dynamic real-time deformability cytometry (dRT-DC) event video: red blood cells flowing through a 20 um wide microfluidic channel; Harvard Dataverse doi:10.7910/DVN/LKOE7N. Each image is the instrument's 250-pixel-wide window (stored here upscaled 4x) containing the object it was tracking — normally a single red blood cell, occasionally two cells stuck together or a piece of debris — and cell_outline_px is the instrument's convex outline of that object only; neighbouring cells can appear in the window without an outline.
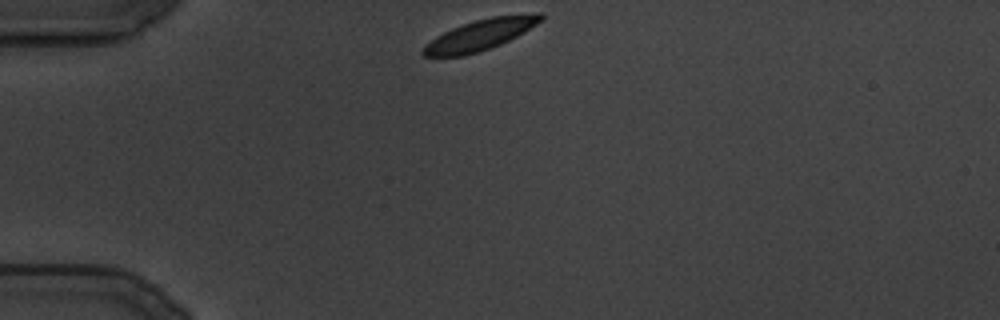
{"species": "common noctule bat (a hibernating species)", "species_latin": "Nyctalus noctula", "temperature_condition": "cold", "stored_images_in_passage": 85, "camera_frame_rate_fps": 3000, "um_per_image_px": 0.085, "animal": {"sex": "male", "body_mass_g": 19.5, "forearm_length_mm": 54.6}, "frame": {"image": 1, "passage_image": 1, "time_ms": 0.0, "image_size_px": [1000, 320], "cell_outline_px": [[544, 16], [536, 24], [524, 32], [500, 44], [480, 52], [464, 56], [424, 56], [420, 52], [436, 36], [452, 28], [476, 20], [492, 16], [536, 12], [544, 12]], "centroid_in_image_um": [40.86, 2.95], "position_along_channel_um": 44.1, "area_um2": 20.92}}
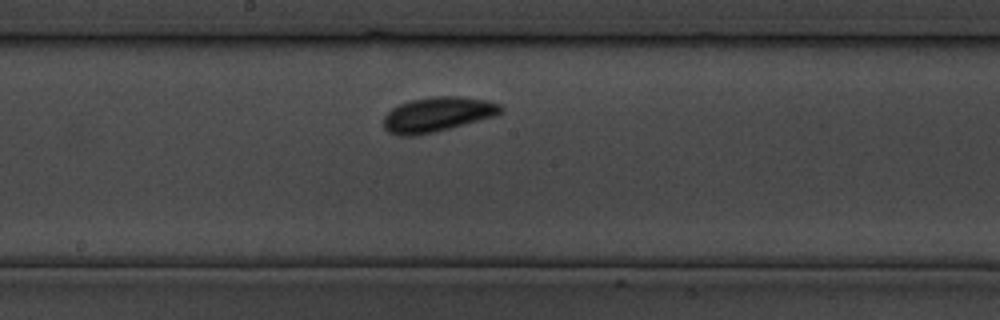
{"frame": {"image": 2, "passage_image": 39, "time_ms": 12.667, "image_size_px": [1000, 320], "cell_outline_px": [[504, 108], [500, 112], [492, 116], [436, 132], [416, 136], [396, 136], [388, 132], [384, 128], [384, 116], [392, 108], [400, 104], [412, 100], [432, 96], [460, 96], [488, 100], [500, 104]], "centroid_in_image_um": [37.14, 9.73], "position_along_channel_um": 211.1, "area_um2": 23.7}}
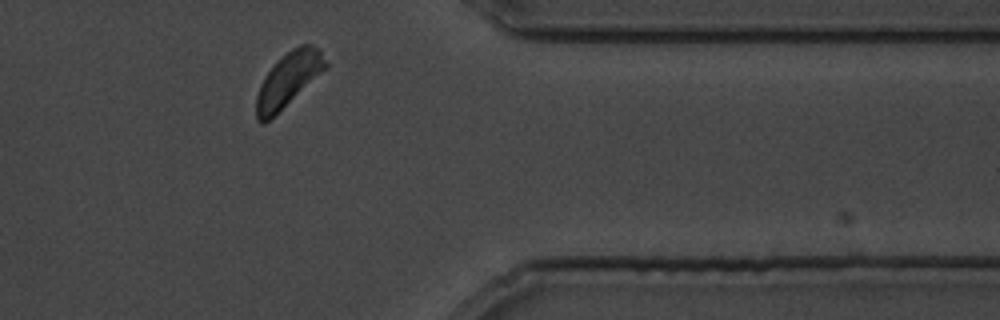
{"frame": {"image": 3, "passage_image": 75, "time_ms": 24.667, "image_size_px": [1000, 320], "cell_outline_px": [[328, 68], [264, 124], [260, 124], [256, 120], [256, 96], [260, 84], [268, 72], [292, 48], [300, 44], [308, 44], [320, 48], [328, 64]], "centroid_in_image_um": [24.53, 6.78], "position_along_channel_um": 386.9, "area_um2": 21.56}}